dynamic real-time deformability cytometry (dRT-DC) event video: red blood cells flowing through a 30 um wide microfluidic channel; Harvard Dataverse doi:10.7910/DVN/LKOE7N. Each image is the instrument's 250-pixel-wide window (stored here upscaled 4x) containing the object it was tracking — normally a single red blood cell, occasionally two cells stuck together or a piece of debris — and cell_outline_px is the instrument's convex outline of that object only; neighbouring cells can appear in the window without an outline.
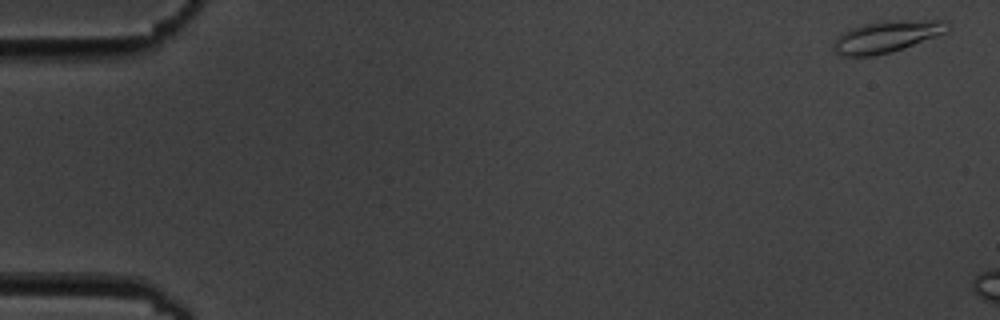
{"species": "common noctule bat (a hibernating species)", "species_latin": "Nyctalus noctula", "temperature_condition": "cold", "stored_images_in_passage": 3, "camera_frame_rate_fps": 3000, "um_per_image_px": 0.085, "animal": {"sex": "male", "body_mass_g": 19.5, "forearm_length_mm": 54.6}, "frame": {"image": 1, "passage_image": 1, "time_ms": 0.0, "image_size_px": [1000, 320], "cell_outline_px": [[948, 32], [892, 52], [872, 56], [840, 56], [836, 52], [832, 44], [844, 32], [852, 28], [864, 24], [884, 20], [944, 20], [948, 28]], "centroid_in_image_um": [75.37, 3.11], "position_along_channel_um": 9.6, "area_um2": 20.87}}